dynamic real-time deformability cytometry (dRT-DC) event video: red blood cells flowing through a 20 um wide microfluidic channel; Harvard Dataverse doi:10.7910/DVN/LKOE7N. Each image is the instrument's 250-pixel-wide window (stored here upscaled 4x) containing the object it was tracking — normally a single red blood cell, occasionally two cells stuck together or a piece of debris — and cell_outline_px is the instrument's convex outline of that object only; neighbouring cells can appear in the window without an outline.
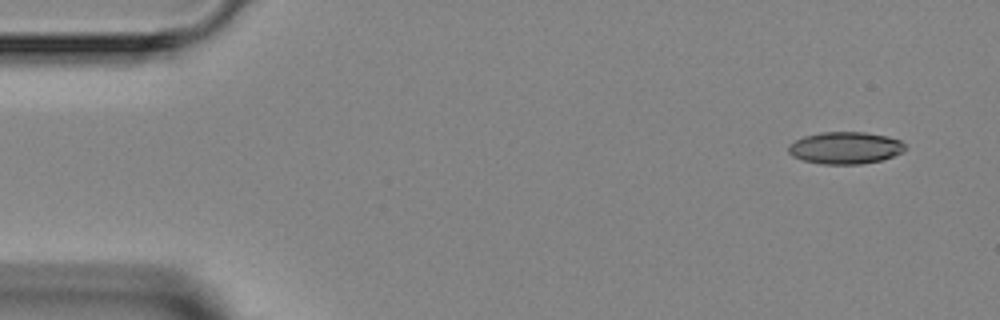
{"species": "Egyptian fruit bat (a non-hibernating species)", "species_latin": "Rousettus aegyptiacus", "temperature_condition": "room temperature", "stored_images_in_passage": 4, "camera_frame_rate_fps": 3000, "um_per_image_px": 0.085, "animal": {"sex": "female"}, "frame": {"image": 1, "passage_image": 1, "time_ms": 0.0, "image_size_px": [1000, 320], "cell_outline_px": [[908, 148], [904, 152], [880, 160], [860, 164], [820, 164], [804, 160], [792, 156], [788, 152], [788, 144], [804, 136], [820, 132], [864, 132], [888, 136], [900, 140]], "centroid_in_image_um": [71.85, 12.56], "position_along_channel_um": 13.1, "area_um2": 21.91}}
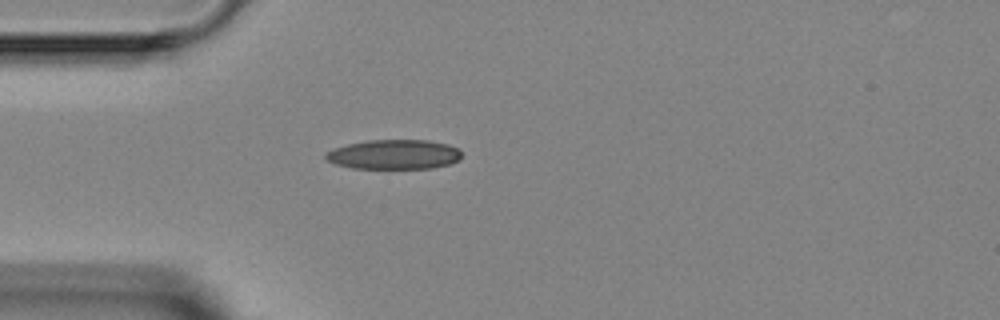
{"frame": {"image": 2, "passage_image": 4, "time_ms": 3.333, "image_size_px": [1000, 320], "cell_outline_px": [[460, 160], [448, 164], [432, 168], [352, 168], [336, 164], [328, 160], [324, 156], [332, 148], [348, 144], [368, 140], [428, 140], [448, 144], [460, 148]], "centroid_in_image_um": [33.51, 13.12], "position_along_channel_um": 51.5, "area_um2": 23.41}}